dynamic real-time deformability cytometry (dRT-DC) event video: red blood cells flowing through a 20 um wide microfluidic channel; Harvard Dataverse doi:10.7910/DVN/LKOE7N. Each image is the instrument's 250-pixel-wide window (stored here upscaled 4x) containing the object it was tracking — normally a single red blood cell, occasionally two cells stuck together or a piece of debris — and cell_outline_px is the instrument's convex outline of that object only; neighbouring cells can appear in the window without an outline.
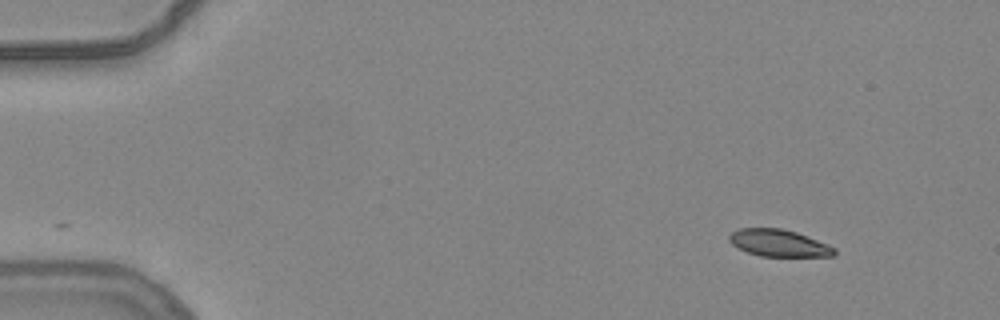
{"species": "common noctule bat (a hibernating species)", "species_latin": "Nyctalus noctula", "temperature_condition": "warm", "stored_images_in_passage": 49, "camera_frame_rate_fps": 3000, "um_per_image_px": 0.085, "animal": {"sex": "female", "body_mass_g": 24.6, "forearm_length_mm": 56.2}, "frame": {"image": 1, "passage_image": 1, "time_ms": 0.0, "image_size_px": [1000, 320], "cell_outline_px": [[836, 256], [760, 256], [736, 248], [728, 240], [728, 236], [732, 232], [740, 228], [780, 228], [796, 232], [828, 244], [836, 248]], "centroid_in_image_um": [66.19, 20.66], "position_along_channel_um": 18.8, "area_um2": 16.59}}
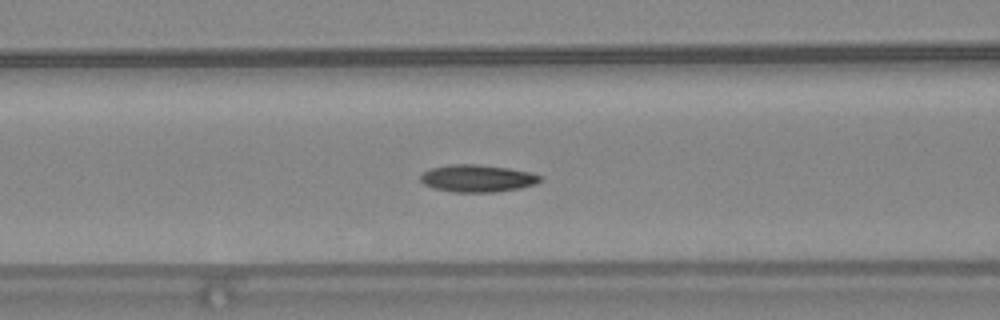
{"frame": {"image": 2, "passage_image": 18, "time_ms": 5.667, "image_size_px": [1000, 320], "cell_outline_px": [[544, 180], [536, 184], [520, 188], [496, 192], [452, 192], [432, 188], [424, 184], [420, 180], [420, 176], [428, 168], [448, 164], [476, 164], [508, 168], [532, 172], [540, 176]], "centroid_in_image_um": [40.57, 15.16], "position_along_channel_um": 126.0, "area_um2": 19.31}}
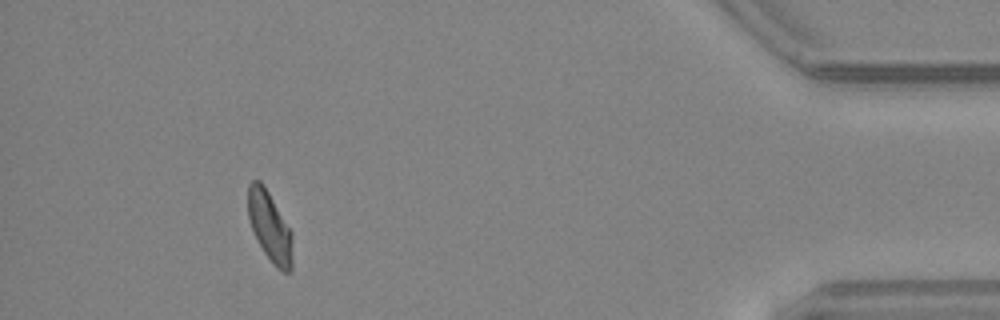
{"frame": {"image": 3, "passage_image": 45, "time_ms": 14.667, "image_size_px": [1000, 320], "cell_outline_px": [[292, 272], [284, 272], [276, 268], [272, 264], [256, 240], [248, 216], [248, 184], [252, 180], [260, 180], [264, 184], [292, 232]], "centroid_in_image_um": [22.93, 19.28], "position_along_channel_um": 412.3, "area_um2": 18.32}, "authors_computed_cell_mechanics": {"area_um2": 18.3804, "velocity_mm_per_s": 3.8465, "shape_relaxation_time_tau1_ms": 5.3421, "shape_relaxation_time_tau2_ms": 5.2357, "deformation_change_tau1": 0.1622, "deformation_change_tau2": 0.0982}}